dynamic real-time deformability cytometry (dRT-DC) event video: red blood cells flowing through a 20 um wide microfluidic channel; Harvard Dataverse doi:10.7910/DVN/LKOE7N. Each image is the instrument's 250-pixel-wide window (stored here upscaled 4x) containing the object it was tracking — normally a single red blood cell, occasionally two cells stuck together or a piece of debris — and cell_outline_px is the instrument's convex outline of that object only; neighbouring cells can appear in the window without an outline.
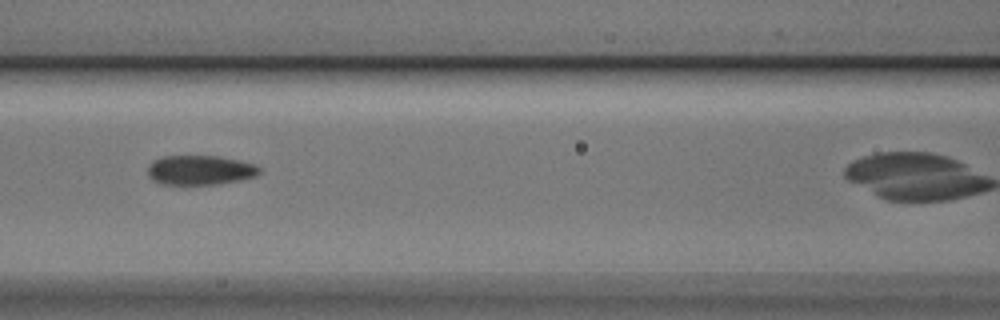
{"species": "Egyptian fruit bat (a non-hibernating species)", "species_latin": "Rousettus aegyptiacus", "temperature_condition": "cold", "stored_images_in_passage": 8, "camera_frame_rate_fps": 3000, "um_per_image_px": 0.085, "animal": {"sex": "male"}, "frame": {"image": 1, "passage_image": 6, "time_ms": 1.667, "image_size_px": [1000, 320], "cell_outline_px": [[260, 172], [256, 176], [240, 180], [216, 184], [160, 184], [152, 180], [148, 176], [148, 164], [152, 160], [164, 156], [220, 156], [256, 164], [260, 168]], "centroid_in_image_um": [16.98, 14.45], "position_along_channel_um": 149.6, "area_um2": 19.36}}